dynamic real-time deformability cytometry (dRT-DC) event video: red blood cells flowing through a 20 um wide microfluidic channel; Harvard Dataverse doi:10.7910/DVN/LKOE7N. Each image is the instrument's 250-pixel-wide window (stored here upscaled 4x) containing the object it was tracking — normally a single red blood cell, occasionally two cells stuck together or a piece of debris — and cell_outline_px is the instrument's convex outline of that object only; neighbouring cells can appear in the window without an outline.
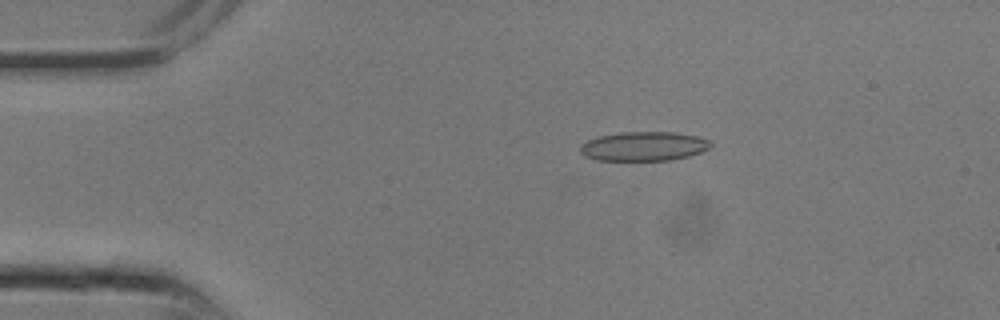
{"species": "common noctule bat (a hibernating species)", "species_latin": "Nyctalus noctula", "temperature_condition": "room temperature", "stored_images_in_passage": 25, "camera_frame_rate_fps": 3000, "um_per_image_px": 0.085, "animal": {"sex": "male", "body_mass_g": 13.3}, "frame": {"image": 1, "passage_image": 5, "time_ms": 1.333, "image_size_px": [1000, 320], "cell_outline_px": [[712, 144], [708, 148], [700, 152], [688, 156], [672, 160], [596, 160], [584, 156], [580, 152], [580, 144], [588, 140], [600, 136], [620, 132], [676, 132], [696, 136], [708, 140]], "centroid_in_image_um": [54.69, 12.43], "position_along_channel_um": 30.3, "area_um2": 22.14}}
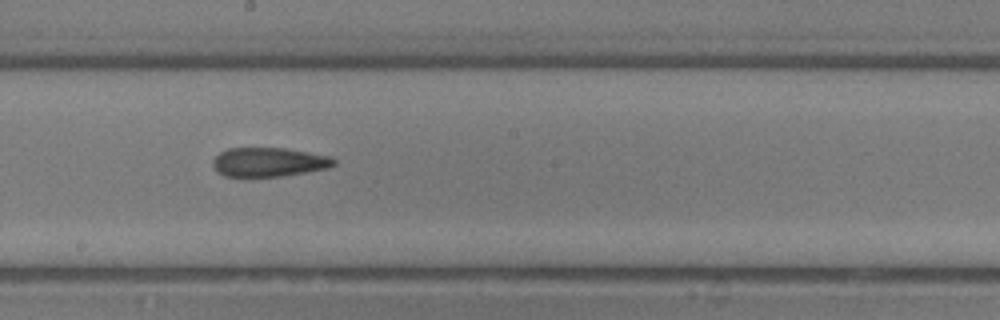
{"frame": {"image": 2, "passage_image": 14, "time_ms": 4.333, "image_size_px": [1000, 320], "cell_outline_px": [[336, 164], [328, 168], [280, 176], [240, 180], [224, 176], [216, 172], [212, 164], [212, 160], [220, 152], [228, 148], [284, 148], [328, 156], [336, 160]], "centroid_in_image_um": [22.74, 13.82], "position_along_channel_um": 225.5, "area_um2": 21.15}}
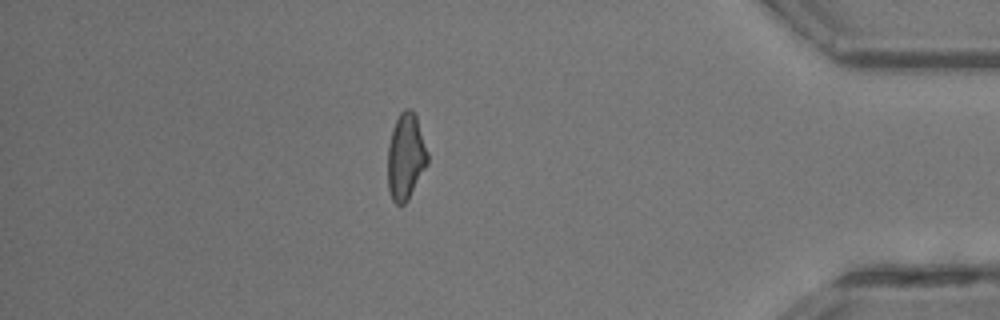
{"frame": {"image": 3, "passage_image": 22, "time_ms": 7.0, "image_size_px": [1000, 320], "cell_outline_px": [[428, 164], [408, 200], [404, 204], [396, 204], [392, 200], [388, 188], [388, 144], [392, 128], [400, 112], [404, 108], [412, 108], [416, 116], [428, 152]], "centroid_in_image_um": [34.49, 13.3], "position_along_channel_um": 400.7, "area_um2": 20.23}}